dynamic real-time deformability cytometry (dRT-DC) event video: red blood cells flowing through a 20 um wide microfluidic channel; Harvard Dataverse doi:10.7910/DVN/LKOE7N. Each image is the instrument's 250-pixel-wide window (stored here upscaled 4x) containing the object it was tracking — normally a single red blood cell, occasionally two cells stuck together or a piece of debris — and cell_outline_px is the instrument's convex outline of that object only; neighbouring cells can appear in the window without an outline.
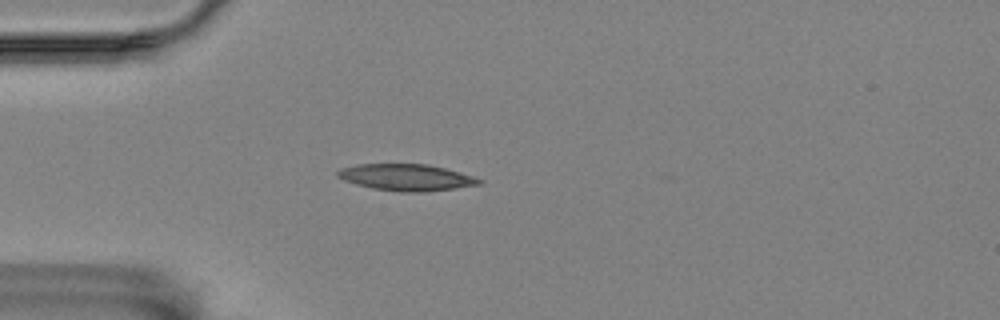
{"species": "Egyptian fruit bat (a non-hibernating species)", "species_latin": "Rousettus aegyptiacus", "temperature_condition": "room temperature", "stored_images_in_passage": 3, "camera_frame_rate_fps": 3000, "um_per_image_px": 0.085, "animal": {"sex": "female"}, "frame": {"image": 1, "passage_image": 3, "time_ms": 3.0, "image_size_px": [1000, 320], "cell_outline_px": [[484, 180], [480, 184], [456, 188], [424, 192], [400, 192], [372, 188], [356, 184], [344, 180], [336, 176], [336, 172], [340, 168], [356, 164], [428, 164], [460, 172]], "centroid_in_image_um": [34.52, 15.07], "position_along_channel_um": 50.5, "area_um2": 21.96}}